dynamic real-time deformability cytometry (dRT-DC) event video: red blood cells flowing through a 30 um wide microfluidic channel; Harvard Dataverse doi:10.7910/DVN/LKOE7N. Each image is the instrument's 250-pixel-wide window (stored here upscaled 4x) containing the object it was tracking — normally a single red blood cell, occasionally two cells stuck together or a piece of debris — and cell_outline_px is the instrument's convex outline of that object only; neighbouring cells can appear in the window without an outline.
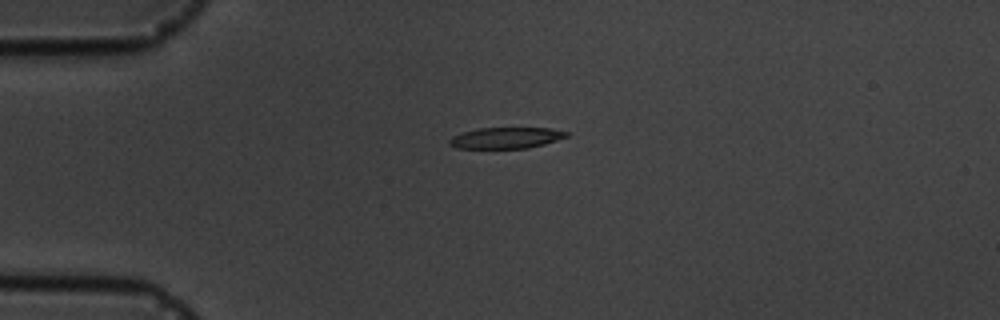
{"species": "common noctule bat (a hibernating species)", "species_latin": "Nyctalus noctula", "temperature_condition": "cold", "stored_images_in_passage": 2, "camera_frame_rate_fps": 3000, "um_per_image_px": 0.085, "animal": {"sex": "male", "body_mass_g": 19.5, "forearm_length_mm": 54.6}, "frame": {"image": 1, "passage_image": 1, "time_ms": 0.0, "image_size_px": [1000, 320], "cell_outline_px": [[568, 136], [544, 144], [528, 148], [456, 148], [448, 144], [448, 140], [452, 136], [464, 132], [480, 128], [548, 128], [568, 132]], "centroid_in_image_um": [42.98, 11.72], "position_along_channel_um": 42.0, "area_um2": 14.28}}